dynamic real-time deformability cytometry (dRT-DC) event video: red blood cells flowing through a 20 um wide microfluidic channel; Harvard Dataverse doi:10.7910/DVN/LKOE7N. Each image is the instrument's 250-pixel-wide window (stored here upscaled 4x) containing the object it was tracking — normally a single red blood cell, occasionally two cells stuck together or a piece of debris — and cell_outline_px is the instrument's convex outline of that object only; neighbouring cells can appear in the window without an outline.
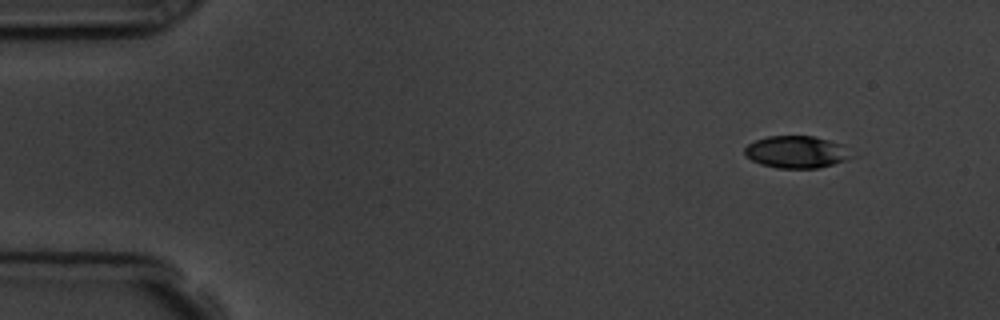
{"species": "common noctule bat (a hibernating species)", "species_latin": "Nyctalus noctula", "temperature_condition": "room temperature", "stored_images_in_passage": 4, "camera_frame_rate_fps": 3000, "um_per_image_px": 0.085, "animal": {"sex": "male", "body_mass_g": 19.5, "forearm_length_mm": 54.6}, "frame": {"image": 1, "passage_image": 1, "time_ms": 0.0, "image_size_px": [1000, 320], "cell_outline_px": [[856, 156], [820, 168], [776, 168], [760, 164], [744, 156], [744, 148], [748, 144], [756, 140], [768, 136], [812, 136], [844, 144]], "centroid_in_image_um": [67.71, 12.92], "position_along_channel_um": 17.3, "area_um2": 20.23}}
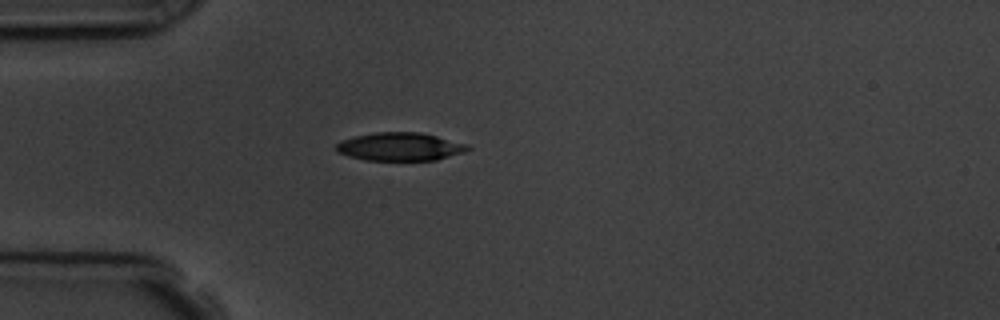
{"frame": {"image": 2, "passage_image": 4, "time_ms": 3.333, "image_size_px": [1000, 320], "cell_outline_px": [[472, 148], [464, 152], [436, 160], [364, 160], [348, 156], [332, 148], [340, 140], [356, 136], [376, 132], [420, 132], [468, 144]], "centroid_in_image_um": [33.98, 12.47], "position_along_channel_um": 51.0, "area_um2": 21.62}}